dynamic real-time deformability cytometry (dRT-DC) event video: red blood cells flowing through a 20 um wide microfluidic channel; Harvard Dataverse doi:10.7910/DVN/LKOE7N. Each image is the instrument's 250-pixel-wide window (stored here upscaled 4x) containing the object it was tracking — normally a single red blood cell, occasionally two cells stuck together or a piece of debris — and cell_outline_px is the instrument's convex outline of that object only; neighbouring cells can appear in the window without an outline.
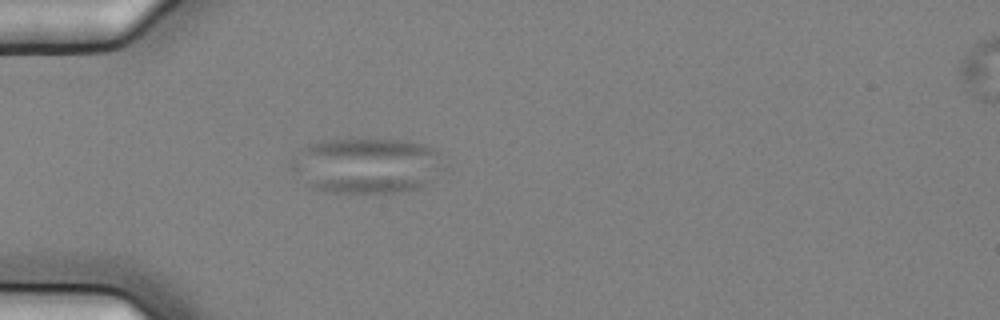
{"species": "common noctule bat (a hibernating species)", "species_latin": "Nyctalus noctula", "temperature_condition": "cold", "stored_images_in_passage": 1, "camera_frame_rate_fps": 3000, "um_per_image_px": 0.085, "animal": {"sex": "female", "body_mass_g": 25.1}, "frame": {"image": 1, "passage_image": 1, "time_ms": 0.0, "image_size_px": [1000, 320], "cell_outline_px": [[448, 168], [420, 188], [396, 192], [332, 192], [312, 188], [288, 164], [308, 144], [328, 140], [404, 140], [424, 144], [432, 148], [444, 156], [448, 164]], "centroid_in_image_um": [31.29, 14.07], "position_along_channel_um": 53.7, "area_um2": 49.3}}